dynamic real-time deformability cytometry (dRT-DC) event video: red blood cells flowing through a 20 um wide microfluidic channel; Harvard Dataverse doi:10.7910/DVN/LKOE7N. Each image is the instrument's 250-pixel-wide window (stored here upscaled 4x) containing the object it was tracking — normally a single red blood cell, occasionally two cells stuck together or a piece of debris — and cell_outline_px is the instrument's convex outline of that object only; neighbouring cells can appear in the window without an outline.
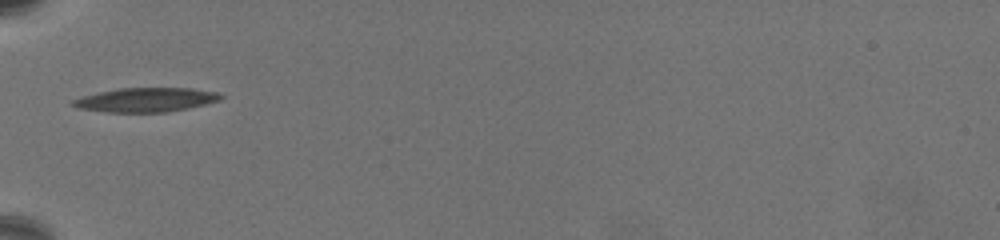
{"species": "common noctule bat (a hibernating species)", "species_latin": "Nyctalus noctula", "temperature_condition": "warm", "stored_images_in_passage": 42, "camera_frame_rate_fps": 3000, "um_per_image_px": 0.085, "animal": {"sex": "female", "body_mass_g": 19.5, "forearm_length_mm": 54.1}, "frame": {"image": 1, "passage_image": 1, "time_ms": 0.0, "image_size_px": [1000, 240], "cell_outline_px": [[224, 96], [220, 100], [188, 108], [168, 112], [108, 112], [80, 108], [72, 104], [72, 100], [84, 96], [100, 92], [120, 88], [188, 88], [216, 92]], "centroid_in_image_um": [12.43, 8.48], "position_along_channel_um": 72.6, "area_um2": 20.46}}
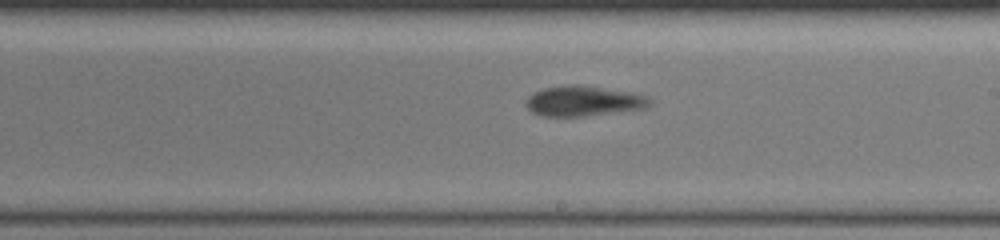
{"frame": {"image": 2, "passage_image": 17, "time_ms": 5.333, "image_size_px": [1000, 240], "cell_outline_px": [[652, 104], [644, 108], [584, 116], [540, 116], [532, 112], [524, 104], [524, 100], [532, 92], [544, 88], [572, 84], [580, 84], [648, 96], [652, 100]], "centroid_in_image_um": [49.53, 8.59], "position_along_channel_um": 239.5, "area_um2": 21.73}}
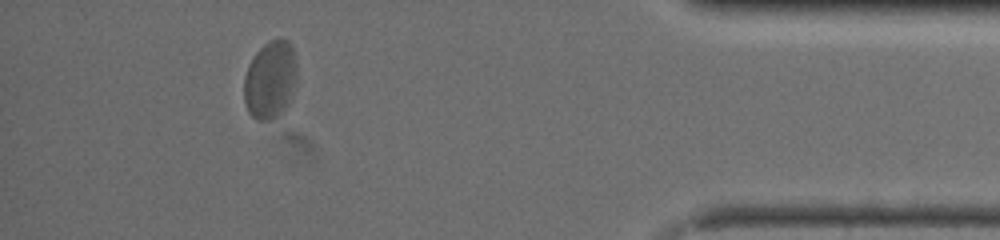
{"frame": {"image": 3, "passage_image": 37, "time_ms": 12.0, "image_size_px": [1000, 240], "cell_outline_px": [[296, 72], [288, 104], [284, 112], [280, 116], [268, 120], [256, 120], [248, 112], [244, 104], [244, 76], [256, 52], [264, 44], [272, 40], [288, 40], [292, 44], [296, 56]], "centroid_in_image_um": [22.96, 6.81], "position_along_channel_um": 412.2, "area_um2": 23.93}, "authors_computed_cell_mechanics": {"area_um2": 21.7039, "velocity_mm_per_s": 3.1901, "shape_relaxation_time_tau1_ms": 10.893, "shape_relaxation_time_tau2_ms": 1.6025, "deformation_change_tau1": 0.247, "deformation_change_tau2": 0.0624}}